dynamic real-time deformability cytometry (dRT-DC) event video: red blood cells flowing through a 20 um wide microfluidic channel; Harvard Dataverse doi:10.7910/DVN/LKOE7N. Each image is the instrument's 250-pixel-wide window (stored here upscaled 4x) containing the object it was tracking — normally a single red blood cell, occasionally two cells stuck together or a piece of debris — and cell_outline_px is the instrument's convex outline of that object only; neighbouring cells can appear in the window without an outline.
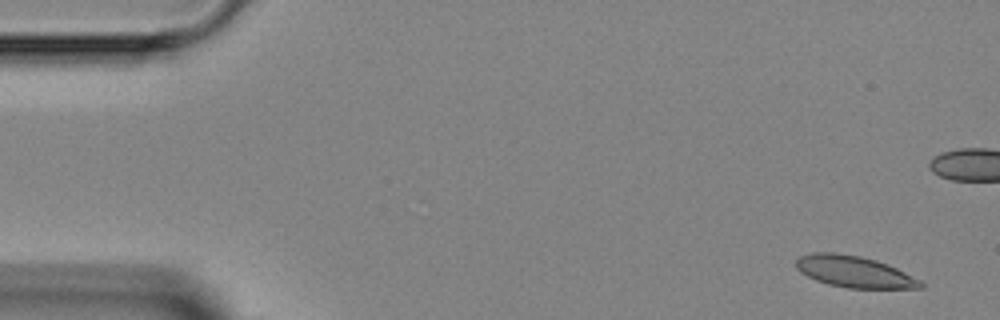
{"species": "Egyptian fruit bat (a non-hibernating species)", "species_latin": "Rousettus aegyptiacus", "temperature_condition": "room temperature", "stored_images_in_passage": 5, "camera_frame_rate_fps": 3000, "um_per_image_px": 0.085, "animal": {"sex": "female"}, "frame": {"image": 1, "passage_image": 1, "time_ms": 0.0, "image_size_px": [1000, 320], "cell_outline_px": [[924, 288], [848, 288], [828, 284], [816, 280], [800, 272], [796, 268], [796, 260], [800, 256], [812, 252], [836, 252], [860, 256], [876, 260], [888, 264], [920, 280], [924, 284]], "centroid_in_image_um": [72.59, 23.09], "position_along_channel_um": 12.4, "area_um2": 22.83}}